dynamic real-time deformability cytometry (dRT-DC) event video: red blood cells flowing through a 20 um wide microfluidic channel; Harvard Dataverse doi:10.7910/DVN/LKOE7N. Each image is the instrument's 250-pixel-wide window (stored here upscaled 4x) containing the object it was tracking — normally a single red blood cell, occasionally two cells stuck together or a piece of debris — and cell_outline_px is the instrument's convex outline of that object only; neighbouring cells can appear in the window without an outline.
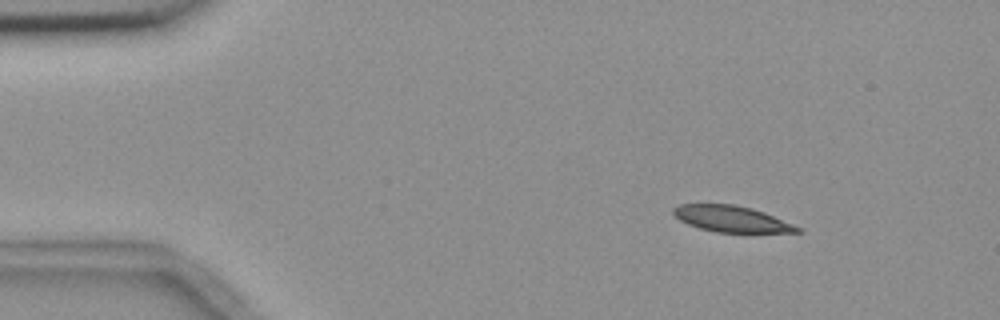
{"species": "common noctule bat (a hibernating species)", "species_latin": "Nyctalus noctula", "temperature_condition": "room temperature", "stored_images_in_passage": 9, "camera_frame_rate_fps": 3000, "um_per_image_px": 0.085, "animal": {"sex": "female", "body_mass_g": 18.4}, "frame": {"image": 1, "passage_image": 1, "time_ms": 0.0, "image_size_px": [1000, 320], "cell_outline_px": [[804, 232], [716, 232], [700, 228], [688, 224], [680, 220], [672, 212], [672, 208], [680, 204], [732, 204], [752, 208], [764, 212], [804, 228]], "centroid_in_image_um": [62.22, 18.6], "position_along_channel_um": 22.8, "area_um2": 18.9}}
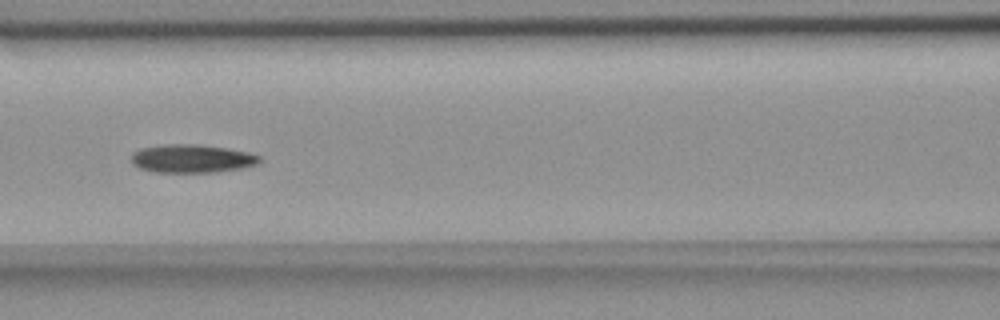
{"frame": {"image": 2, "passage_image": 6, "time_ms": 5.667, "image_size_px": [1000, 320], "cell_outline_px": [[260, 160], [256, 164], [244, 168], [216, 172], [152, 172], [140, 168], [132, 164], [132, 152], [140, 148], [164, 144], [196, 144], [228, 148], [248, 152], [260, 156]], "centroid_in_image_um": [16.29, 13.48], "position_along_channel_um": 150.3, "area_um2": 21.27}}
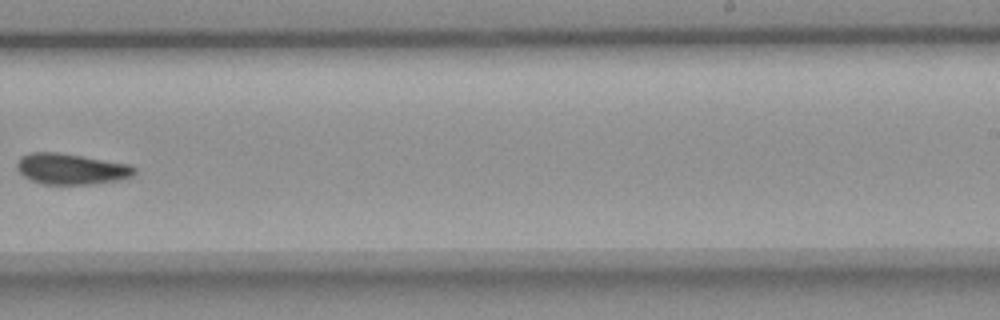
{"frame": {"image": 3, "passage_image": 9, "time_ms": 9.333, "image_size_px": [1000, 320], "cell_outline_px": [[136, 172], [132, 176], [116, 180], [92, 184], [44, 184], [32, 180], [24, 176], [16, 168], [16, 164], [20, 156], [32, 152], [60, 152], [132, 164], [136, 168]], "centroid_in_image_um": [6.06, 14.34], "position_along_channel_um": 282.9, "area_um2": 21.27}}